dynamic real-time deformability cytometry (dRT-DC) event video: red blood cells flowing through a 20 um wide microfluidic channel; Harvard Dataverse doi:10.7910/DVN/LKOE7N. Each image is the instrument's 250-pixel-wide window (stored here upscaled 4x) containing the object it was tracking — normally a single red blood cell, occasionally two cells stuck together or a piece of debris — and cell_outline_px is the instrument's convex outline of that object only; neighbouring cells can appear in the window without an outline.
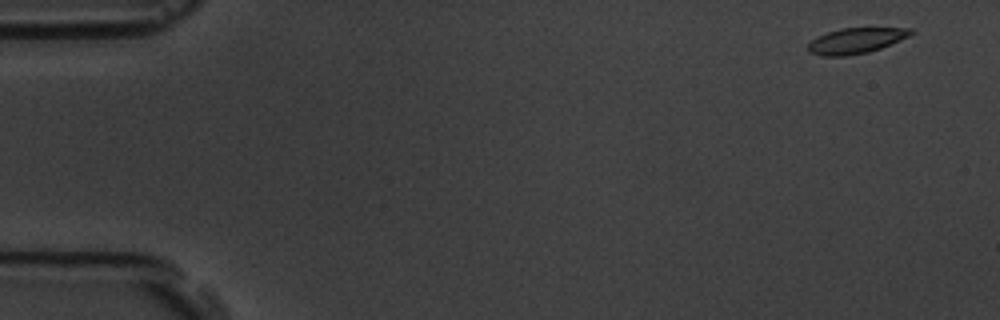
{"species": "common noctule bat (a hibernating species)", "species_latin": "Nyctalus noctula", "temperature_condition": "room temperature", "stored_images_in_passage": 5, "camera_frame_rate_fps": 3000, "um_per_image_px": 0.085, "animal": {"sex": "male", "body_mass_g": 19.5, "forearm_length_mm": 54.6}, "frame": {"image": 1, "passage_image": 1, "time_ms": 0.0, "image_size_px": [1000, 320], "cell_outline_px": [[916, 32], [908, 36], [880, 48], [868, 52], [844, 56], [824, 56], [808, 52], [808, 44], [812, 40], [828, 32], [840, 28], [912, 28]], "centroid_in_image_um": [72.76, 3.45], "position_along_channel_um": 12.2, "area_um2": 15.09}}
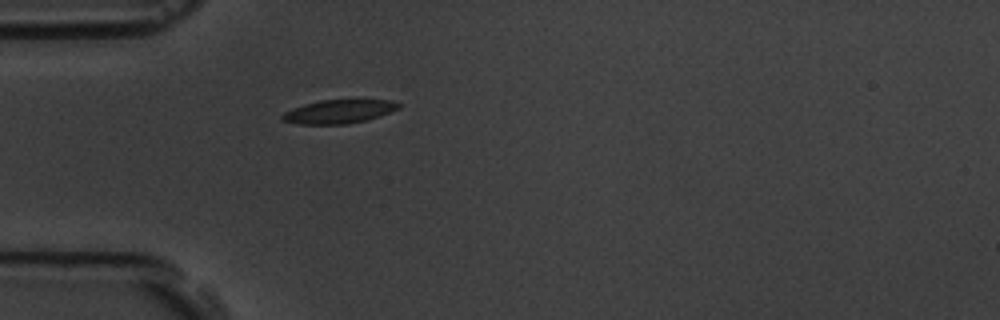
{"frame": {"image": 2, "passage_image": 5, "time_ms": 4.667, "image_size_px": [1000, 320], "cell_outline_px": [[400, 108], [380, 116], [348, 124], [300, 124], [284, 120], [280, 116], [284, 112], [304, 104], [320, 100], [352, 96], [356, 96], [388, 100], [400, 104]], "centroid_in_image_um": [28.88, 9.41], "position_along_channel_um": 56.1, "area_um2": 16.82}}